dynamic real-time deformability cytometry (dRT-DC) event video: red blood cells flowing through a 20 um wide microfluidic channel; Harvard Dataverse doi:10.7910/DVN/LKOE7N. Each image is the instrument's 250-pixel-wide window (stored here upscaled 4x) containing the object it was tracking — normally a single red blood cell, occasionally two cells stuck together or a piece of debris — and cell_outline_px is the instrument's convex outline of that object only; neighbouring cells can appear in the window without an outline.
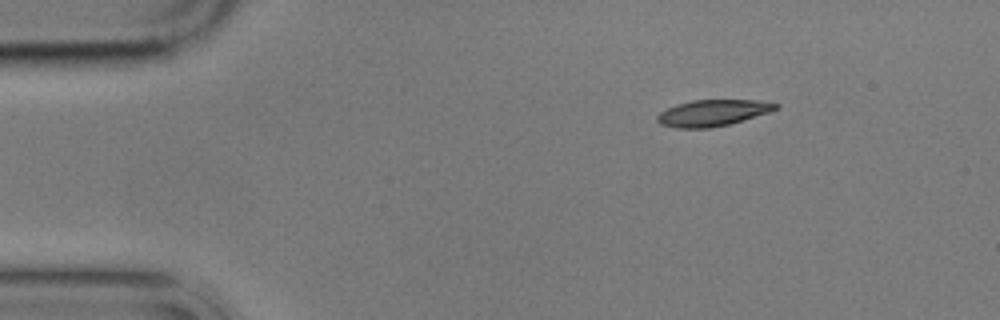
{"species": "common noctule bat (a hibernating species)", "species_latin": "Nyctalus noctula", "temperature_condition": "cold", "stored_images_in_passage": 13, "camera_frame_rate_fps": 3000, "um_per_image_px": 0.085, "animal": {"sex": "male", "body_mass_g": 17.9}, "frame": {"image": 1, "passage_image": 1, "time_ms": 0.0, "image_size_px": [1000, 320], "cell_outline_px": [[780, 108], [768, 112], [728, 124], [708, 128], [676, 128], [660, 124], [656, 120], [656, 116], [660, 112], [676, 104], [692, 100], [756, 100], [780, 104]], "centroid_in_image_um": [60.55, 9.59], "position_along_channel_um": 24.5, "area_um2": 18.03}}
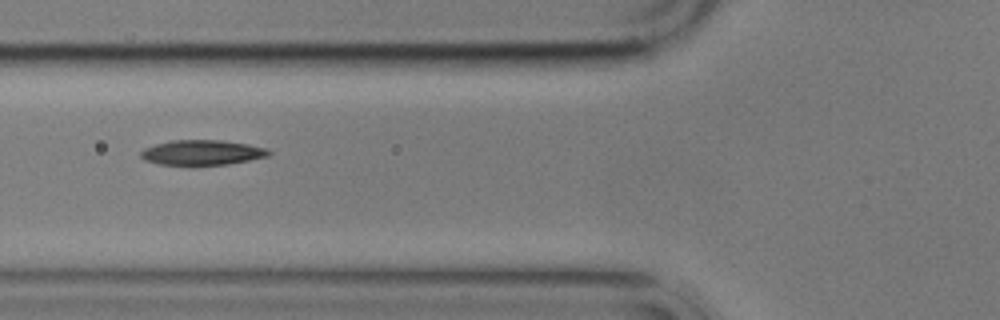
{"frame": {"image": 2, "passage_image": 4, "time_ms": 4.333, "image_size_px": [1000, 320], "cell_outline_px": [[272, 152], [268, 156], [228, 164], [192, 168], [160, 164], [144, 160], [140, 156], [140, 152], [144, 148], [156, 144], [172, 140], [220, 140], [248, 144], [268, 148]], "centroid_in_image_um": [17.15, 13.01], "position_along_channel_um": 108.7, "area_um2": 19.42}}
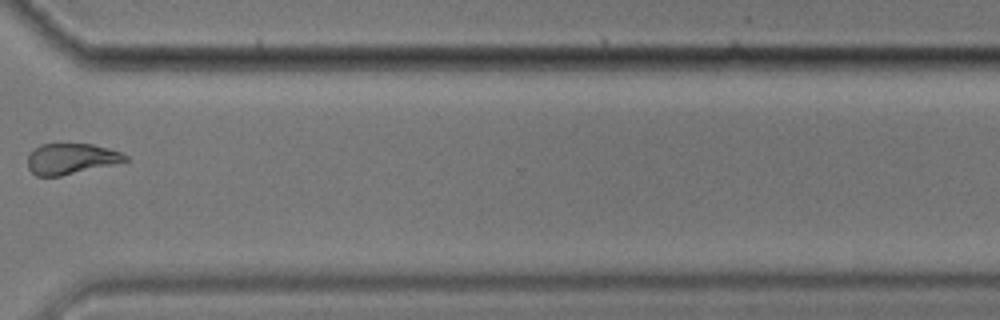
{"frame": {"image": 3, "passage_image": 10, "time_ms": 11.667, "image_size_px": [1000, 320], "cell_outline_px": [[128, 160], [112, 164], [60, 176], [36, 176], [28, 168], [28, 156], [40, 144], [92, 144], [108, 148], [120, 152], [128, 156]], "centroid_in_image_um": [6.02, 13.49], "position_along_channel_um": 364.6, "area_um2": 17.17}, "authors_computed_cell_mechanics": {"area_um2": 19.0162, "velocity_mm_per_s": 3.4798, "shape_relaxation_time_tau1_ms": 2.4319, "shape_relaxation_time_tau2_ms": null, "deformation_change_tau1": 0.0783, "deformation_change_tau2": null}}